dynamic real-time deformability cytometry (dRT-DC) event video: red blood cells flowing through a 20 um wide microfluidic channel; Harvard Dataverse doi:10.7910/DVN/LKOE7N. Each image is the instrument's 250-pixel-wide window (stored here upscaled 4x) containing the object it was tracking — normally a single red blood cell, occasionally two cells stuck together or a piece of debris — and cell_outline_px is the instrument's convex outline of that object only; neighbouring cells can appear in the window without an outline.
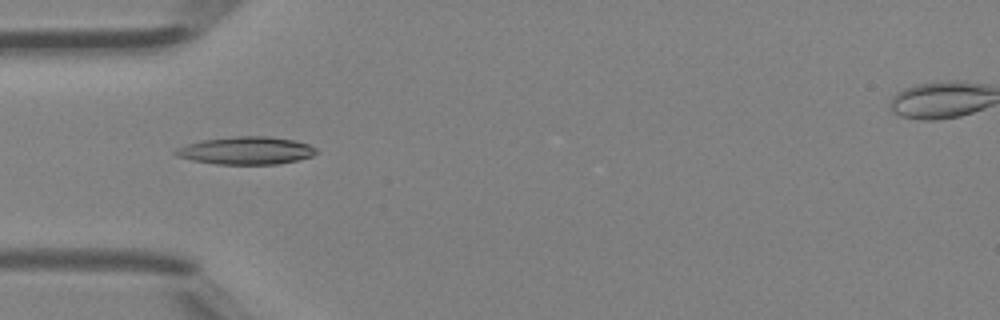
{"species": "Egyptian fruit bat (a non-hibernating species)", "species_latin": "Rousettus aegyptiacus", "temperature_condition": "room temperature", "stored_images_in_passage": 4, "camera_frame_rate_fps": 3000, "um_per_image_px": 0.085, "animal": {"sex": "female"}, "frame": {"image": 1, "passage_image": 4, "time_ms": 1.0, "image_size_px": [1000, 320], "cell_outline_px": [[316, 152], [312, 156], [296, 160], [276, 164], [216, 164], [192, 160], [176, 156], [172, 152], [176, 148], [184, 144], [200, 140], [236, 136], [268, 136], [292, 140], [308, 144], [316, 148]], "centroid_in_image_um": [20.85, 12.79], "position_along_channel_um": 64.2, "area_um2": 22.72}}